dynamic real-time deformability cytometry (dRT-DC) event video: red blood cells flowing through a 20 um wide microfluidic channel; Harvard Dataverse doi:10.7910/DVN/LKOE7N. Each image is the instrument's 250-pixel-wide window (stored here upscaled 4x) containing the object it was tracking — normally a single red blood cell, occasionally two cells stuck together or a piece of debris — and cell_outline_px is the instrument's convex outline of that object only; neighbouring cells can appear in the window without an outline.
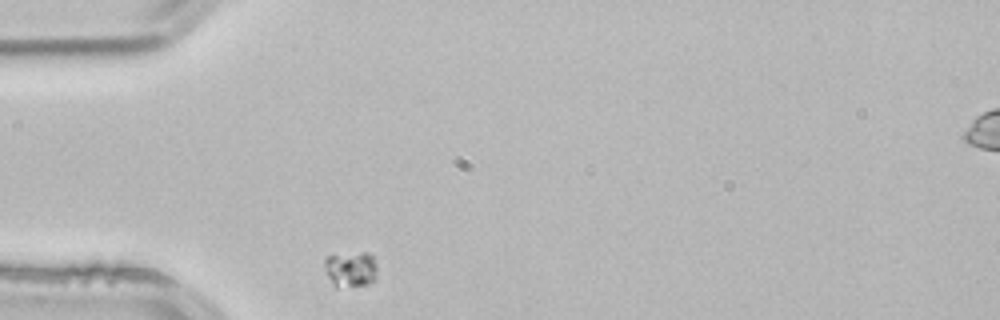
{"species": "common noctule bat (a hibernating species)", "species_latin": "Nyctalus noctula", "temperature_condition": "room temperature", "stored_images_in_passage": 2, "segment_of_instrument_passage": [1, 2], "camera_frame_rate_fps": 3000, "um_per_image_px": 0.085, "animal": {"sex": "male", "body_mass_g": 21.5, "forearm_length_mm": 52.0}, "frame": {"image": 1, "passage_image": 1, "time_ms": 0.0, "image_size_px": [1000, 320], "cell_outline_px": [[376, 272], [372, 280], [368, 284], [336, 288], [332, 284], [328, 276], [324, 264], [324, 256], [360, 252], [368, 252], [372, 256], [376, 264]], "centroid_in_image_um": [29.78, 22.87], "position_along_channel_um": 55.2, "area_um2": 10.92}}